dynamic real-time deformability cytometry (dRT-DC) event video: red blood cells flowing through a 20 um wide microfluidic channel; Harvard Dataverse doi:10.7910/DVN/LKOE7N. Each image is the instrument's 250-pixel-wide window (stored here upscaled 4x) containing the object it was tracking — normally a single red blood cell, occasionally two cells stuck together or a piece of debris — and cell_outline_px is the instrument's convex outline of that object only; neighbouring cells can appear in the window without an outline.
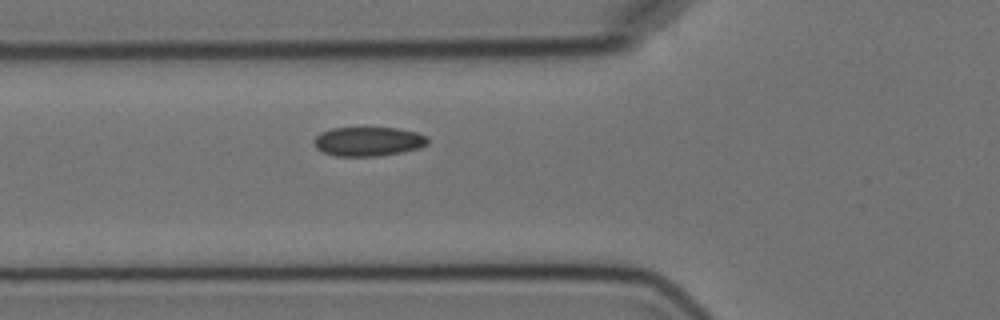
{"species": "Egyptian fruit bat (a non-hibernating species)", "species_latin": "Rousettus aegyptiacus", "temperature_condition": "cold", "stored_images_in_passage": 5, "camera_frame_rate_fps": 3000, "um_per_image_px": 0.085, "animal": {"sex": "female"}, "frame": {"image": 1, "passage_image": 5, "time_ms": 5.667, "image_size_px": [1000, 320], "cell_outline_px": [[428, 144], [420, 148], [400, 152], [376, 156], [336, 156], [324, 152], [316, 148], [312, 140], [320, 132], [332, 128], [396, 128], [416, 132], [428, 136]], "centroid_in_image_um": [31.29, 12.02], "position_along_channel_um": 94.5, "area_um2": 19.36}}